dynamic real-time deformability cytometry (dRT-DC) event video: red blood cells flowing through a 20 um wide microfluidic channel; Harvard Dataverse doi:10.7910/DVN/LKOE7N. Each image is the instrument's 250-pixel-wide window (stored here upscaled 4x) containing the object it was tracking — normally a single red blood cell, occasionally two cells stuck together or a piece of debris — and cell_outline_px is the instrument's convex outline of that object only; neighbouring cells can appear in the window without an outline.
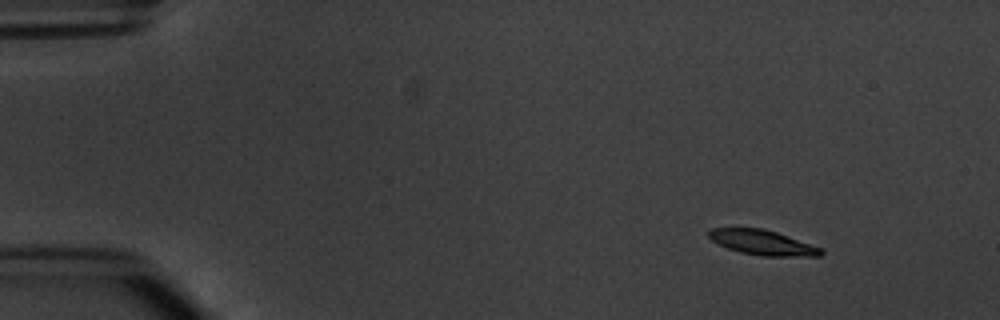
{"species": "common noctule bat (a hibernating species)", "species_latin": "Nyctalus noctula", "temperature_condition": "warm", "stored_images_in_passage": 5, "camera_frame_rate_fps": 3000, "um_per_image_px": 0.085, "animal": {"sex": "male", "body_mass_g": 20.1, "forearm_length_mm": 53.5}, "frame": {"image": 1, "passage_image": 1, "time_ms": 0.0, "image_size_px": [1000, 320], "cell_outline_px": [[824, 252], [820, 256], [760, 256], [740, 252], [728, 248], [712, 240], [704, 232], [712, 228], [764, 228], [776, 232], [820, 248]], "centroid_in_image_um": [64.75, 20.61], "position_along_channel_um": 20.2, "area_um2": 16.13}}
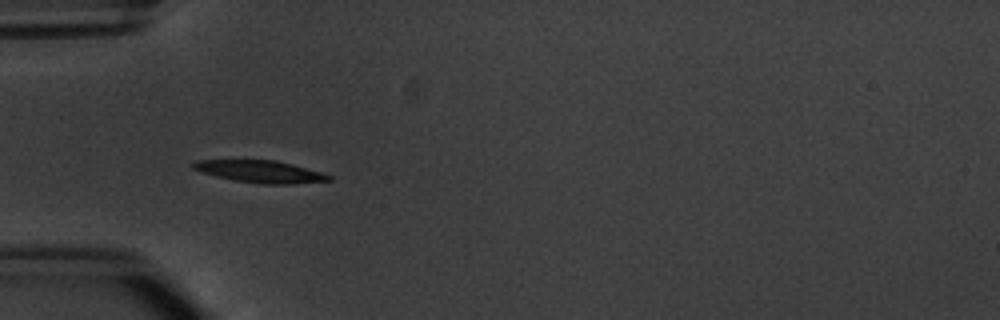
{"frame": {"image": 2, "passage_image": 4, "time_ms": 3.667, "image_size_px": [1000, 320], "cell_outline_px": [[332, 180], [292, 184], [260, 184], [236, 180], [216, 176], [200, 172], [192, 168], [192, 164], [196, 160], [276, 160], [292, 164], [320, 172], [332, 176]], "centroid_in_image_um": [22.11, 14.58], "position_along_channel_um": 62.9, "area_um2": 17.4}}